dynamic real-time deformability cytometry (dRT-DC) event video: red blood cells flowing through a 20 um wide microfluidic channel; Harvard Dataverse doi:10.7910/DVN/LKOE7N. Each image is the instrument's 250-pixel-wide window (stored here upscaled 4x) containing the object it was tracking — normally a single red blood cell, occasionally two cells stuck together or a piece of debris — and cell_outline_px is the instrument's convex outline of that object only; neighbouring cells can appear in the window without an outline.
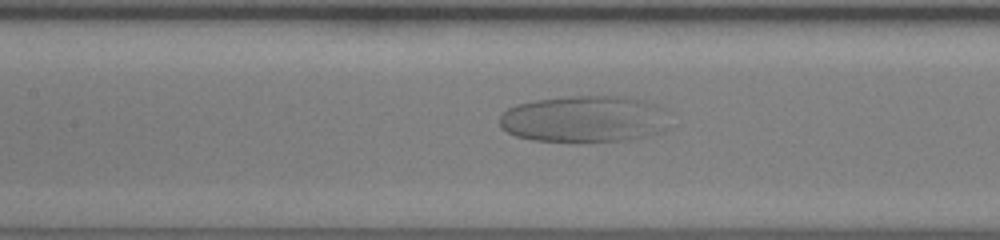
{"species": "human", "species_latin": "Homo sapiens", "temperature_condition": "room temperature", "stored_images_in_passage": 29, "camera_frame_rate_fps": 3000, "um_per_image_px": 0.085, "donor": {"sex": "female"}, "frame": {"image": 1, "passage_image": 9, "time_ms": 2.667, "image_size_px": [1000, 240], "cell_outline_px": [[672, 112], [664, 132], [632, 140], [576, 144], [532, 140], [516, 136], [500, 128], [500, 112], [516, 104], [536, 100], [568, 96], [624, 96], [656, 104], [668, 108]], "centroid_in_image_um": [49.73, 10.15], "position_along_channel_um": 157.7, "area_um2": 48.09}}
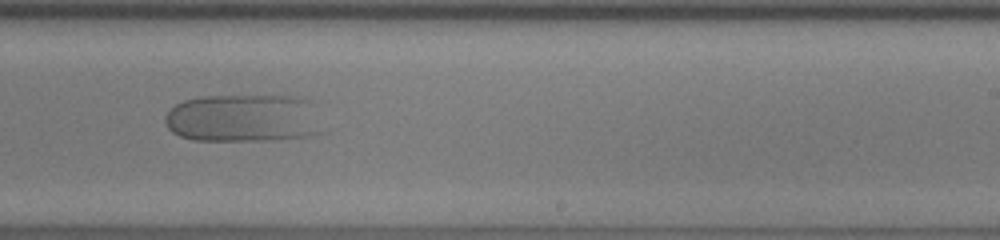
{"frame": {"image": 2, "passage_image": 17, "time_ms": 5.333, "image_size_px": [1000, 240], "cell_outline_px": [[320, 132], [304, 136], [276, 140], [192, 140], [180, 136], [172, 132], [168, 128], [164, 120], [164, 116], [176, 104], [184, 100], [204, 96], [288, 96], [312, 100]], "centroid_in_image_um": [20.64, 10.04], "position_along_channel_um": 268.4, "area_um2": 43.87}}
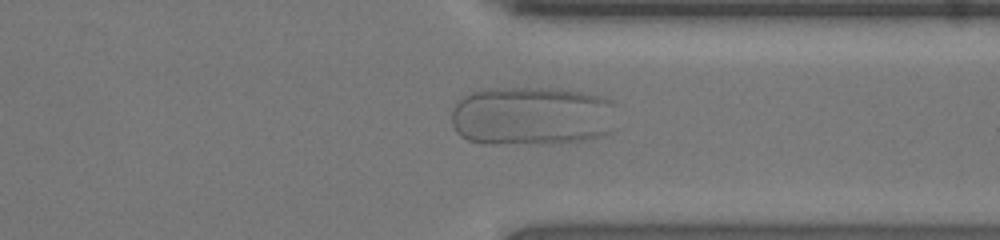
{"frame": {"image": 3, "passage_image": 24, "time_ms": 7.667, "image_size_px": [1000, 240], "cell_outline_px": [[612, 132], [608, 136], [588, 140], [556, 144], [484, 144], [468, 140], [460, 136], [456, 132], [452, 124], [452, 108], [464, 96], [472, 92], [492, 88], [548, 88], [584, 92], [604, 96], [612, 104]], "centroid_in_image_um": [45.21, 9.89], "position_along_channel_um": 366.2, "area_um2": 57.86}}